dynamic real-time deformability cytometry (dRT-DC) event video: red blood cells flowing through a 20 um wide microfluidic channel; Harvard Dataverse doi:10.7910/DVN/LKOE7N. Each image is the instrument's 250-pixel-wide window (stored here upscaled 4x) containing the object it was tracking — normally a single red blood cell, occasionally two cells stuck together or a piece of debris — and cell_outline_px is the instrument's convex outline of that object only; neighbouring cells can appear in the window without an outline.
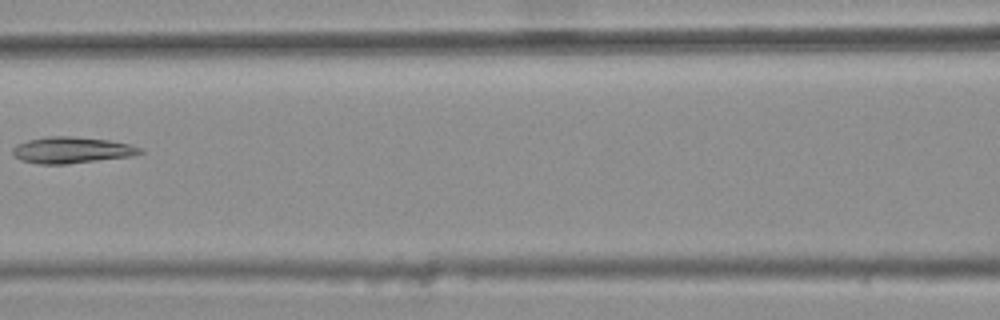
{"species": "common noctule bat (a hibernating species)", "species_latin": "Nyctalus noctula", "temperature_condition": "warm", "stored_images_in_passage": 4, "camera_frame_rate_fps": 3000, "um_per_image_px": 0.085, "animal": {"sex": "female", "body_mass_g": 25.1}, "frame": {"image": 1, "passage_image": 4, "time_ms": 1.0, "image_size_px": [1000, 320], "cell_outline_px": [[144, 152], [132, 156], [68, 164], [40, 164], [20, 160], [12, 152], [12, 148], [16, 144], [28, 140], [44, 136], [72, 136], [108, 140], [128, 144], [140, 148]], "centroid_in_image_um": [6.06, 12.75], "position_along_channel_um": 160.5, "area_um2": 19.54}}